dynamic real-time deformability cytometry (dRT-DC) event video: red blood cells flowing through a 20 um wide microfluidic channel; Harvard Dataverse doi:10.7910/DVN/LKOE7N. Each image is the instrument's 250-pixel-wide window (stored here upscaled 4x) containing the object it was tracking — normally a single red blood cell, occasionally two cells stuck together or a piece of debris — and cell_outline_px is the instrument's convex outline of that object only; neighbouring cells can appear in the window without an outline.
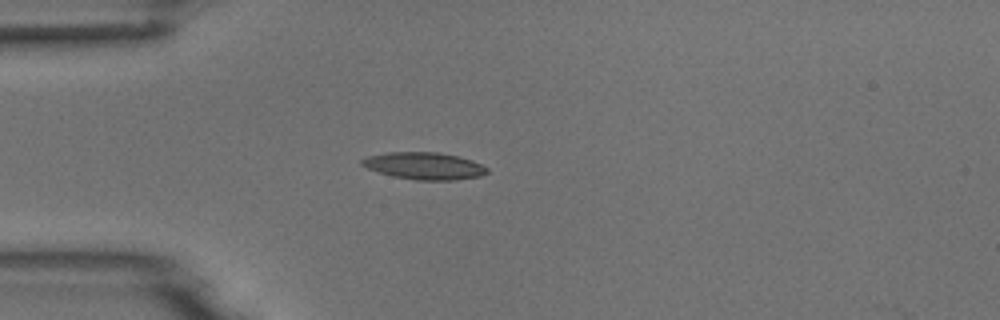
{"species": "common noctule bat (a hibernating species)", "species_latin": "Nyctalus noctula", "temperature_condition": "room temperature", "stored_images_in_passage": 5, "camera_frame_rate_fps": 3000, "um_per_image_px": 0.085, "animal": {"sex": "male", "body_mass_g": 18.8}, "frame": {"image": 1, "passage_image": 4, "time_ms": 4.333, "image_size_px": [1000, 320], "cell_outline_px": [[488, 172], [480, 176], [456, 180], [416, 180], [392, 176], [368, 168], [360, 164], [360, 160], [368, 156], [388, 152], [436, 152], [460, 156], [472, 160], [488, 168]], "centroid_in_image_um": [36.07, 14.1], "position_along_channel_um": 48.9, "area_um2": 19.77}}